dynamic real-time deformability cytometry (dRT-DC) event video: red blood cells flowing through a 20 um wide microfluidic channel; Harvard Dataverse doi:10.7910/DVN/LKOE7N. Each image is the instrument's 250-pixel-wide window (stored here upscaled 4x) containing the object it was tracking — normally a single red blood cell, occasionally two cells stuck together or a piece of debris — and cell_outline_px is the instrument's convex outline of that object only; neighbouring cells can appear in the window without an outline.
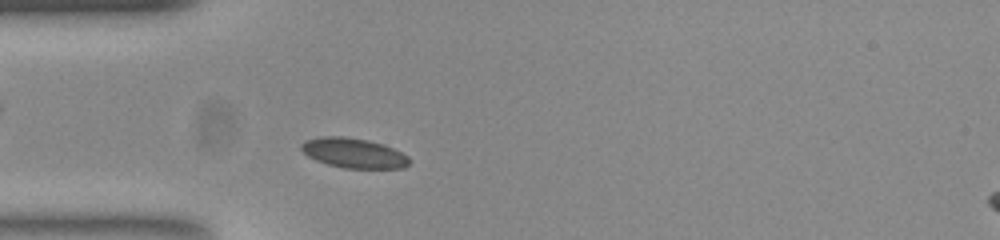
{"species": "common noctule bat (a hibernating species)", "species_latin": "Nyctalus noctula", "temperature_condition": "room temperature", "stored_images_in_passage": 41, "camera_frame_rate_fps": 3000, "um_per_image_px": 0.085, "animal": {"sex": "female", "body_mass_g": 23.0, "forearm_length_mm": 53.4}, "frame": {"image": 1, "passage_image": 2, "time_ms": 0.333, "image_size_px": [1000, 240], "cell_outline_px": [[408, 164], [404, 168], [344, 168], [328, 164], [316, 160], [308, 156], [300, 148], [300, 144], [308, 140], [324, 136], [340, 136], [364, 140], [380, 144], [392, 148], [408, 156]], "centroid_in_image_um": [30.04, 13.02], "position_along_channel_um": 55.0, "area_um2": 18.32}}
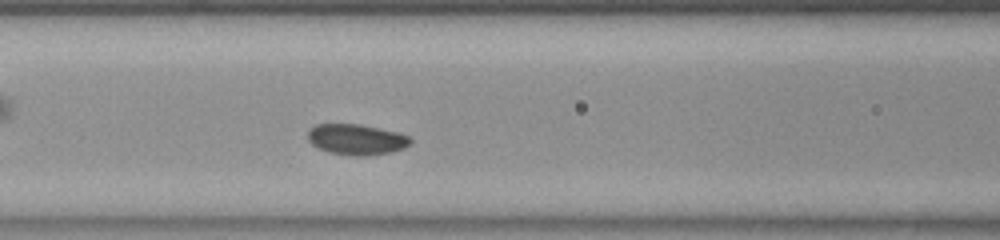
{"frame": {"image": 2, "passage_image": 9, "time_ms": 2.667, "image_size_px": [1000, 240], "cell_outline_px": [[412, 140], [404, 148], [392, 152], [368, 156], [352, 156], [328, 152], [312, 144], [308, 140], [308, 132], [316, 124], [356, 124], [396, 132], [408, 136]], "centroid_in_image_um": [30.29, 11.87], "position_along_channel_um": 136.3, "area_um2": 18.15}}
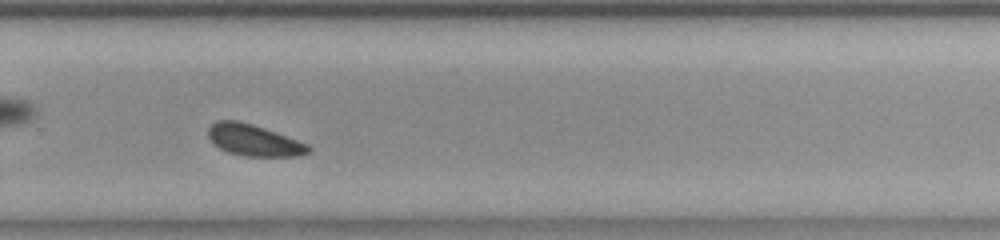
{"frame": {"image": 3, "passage_image": 23, "time_ms": 7.333, "image_size_px": [1000, 240], "cell_outline_px": [[312, 148], [308, 152], [300, 156], [244, 156], [228, 152], [220, 148], [208, 136], [208, 128], [212, 124], [220, 120], [236, 120], [252, 124], [264, 128], [296, 140]], "centroid_in_image_um": [21.55, 11.92], "position_along_channel_um": 308.3, "area_um2": 17.92}, "authors_computed_cell_mechanics": {"area_um2": 18.1492, "velocity_mm_per_s": 3.6948, "shape_relaxation_time_tau1_ms": 4.203, "shape_relaxation_time_tau2_ms": null, "deformation_change_tau1": 0.0922, "deformation_change_tau2": null}}